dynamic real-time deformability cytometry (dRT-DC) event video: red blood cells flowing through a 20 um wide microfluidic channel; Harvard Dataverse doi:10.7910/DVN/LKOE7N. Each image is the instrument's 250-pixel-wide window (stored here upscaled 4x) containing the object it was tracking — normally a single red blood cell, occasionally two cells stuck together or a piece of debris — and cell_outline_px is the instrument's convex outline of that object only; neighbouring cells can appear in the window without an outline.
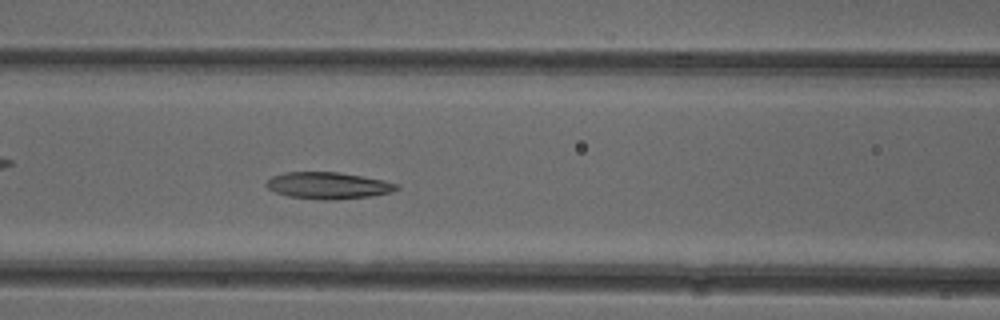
{"species": "common noctule bat (a hibernating species)", "species_latin": "Nyctalus noctula", "temperature_condition": "cold", "stored_images_in_passage": 48, "camera_frame_rate_fps": 3000, "um_per_image_px": 0.085, "animal": {"sex": "female"}, "frame": {"image": 1, "passage_image": 19, "time_ms": 6.0, "image_size_px": [1000, 320], "cell_outline_px": [[400, 188], [392, 192], [372, 196], [332, 200], [320, 200], [288, 196], [276, 192], [268, 188], [264, 184], [272, 176], [284, 172], [336, 172], [360, 176], [400, 184]], "centroid_in_image_um": [27.89, 15.78], "position_along_channel_um": 138.7, "area_um2": 20.23}}
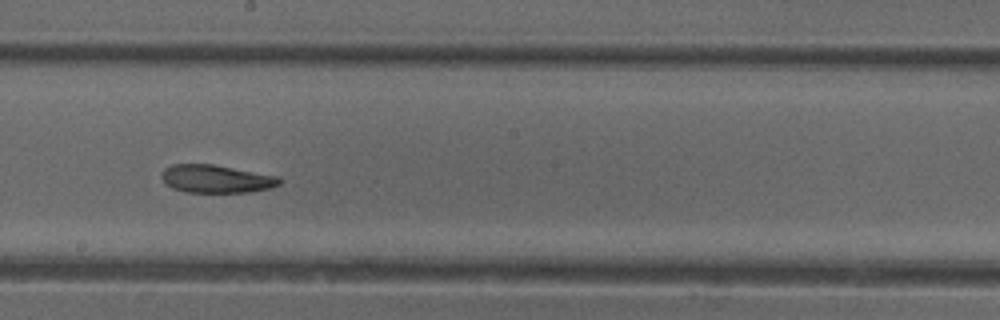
{"frame": {"image": 2, "passage_image": 26, "time_ms": 8.333, "image_size_px": [1000, 320], "cell_outline_px": [[284, 180], [280, 184], [268, 188], [248, 192], [184, 192], [172, 188], [164, 184], [160, 176], [164, 168], [172, 164], [212, 164], [280, 176]], "centroid_in_image_um": [18.36, 15.2], "position_along_channel_um": 229.8, "area_um2": 19.42}}
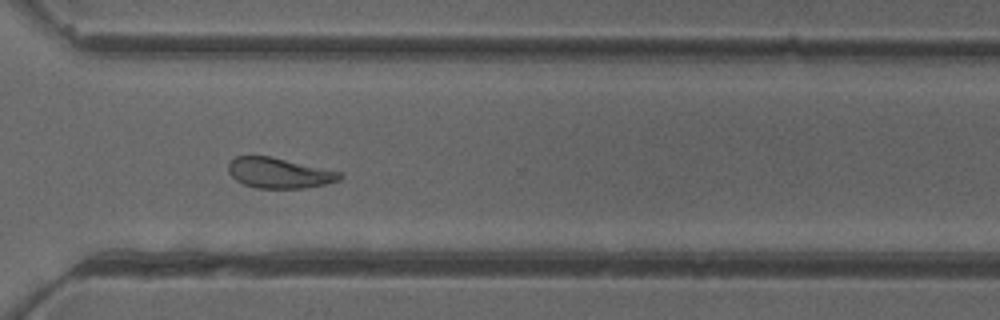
{"frame": {"image": 3, "passage_image": 35, "time_ms": 11.333, "image_size_px": [1000, 320], "cell_outline_px": [[344, 176], [340, 180], [324, 184], [304, 188], [256, 188], [244, 184], [236, 180], [228, 172], [228, 164], [236, 156], [268, 156], [340, 172]], "centroid_in_image_um": [23.7, 14.71], "position_along_channel_um": 346.9, "area_um2": 19.42}}